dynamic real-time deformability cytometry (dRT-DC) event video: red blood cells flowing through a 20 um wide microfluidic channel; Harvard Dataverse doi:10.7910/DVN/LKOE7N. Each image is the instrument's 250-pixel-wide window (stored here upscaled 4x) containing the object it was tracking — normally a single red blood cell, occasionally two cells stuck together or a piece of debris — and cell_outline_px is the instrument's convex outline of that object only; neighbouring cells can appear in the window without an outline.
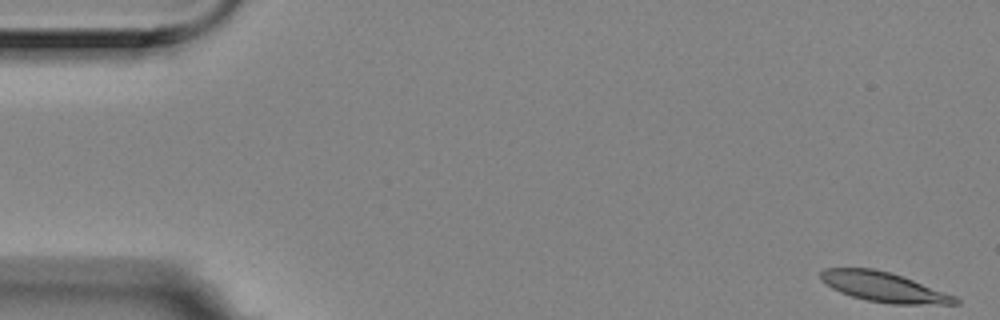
{"species": "Egyptian fruit bat (a non-hibernating species)", "species_latin": "Rousettus aegyptiacus", "temperature_condition": "room temperature", "stored_images_in_passage": 3, "camera_frame_rate_fps": 3000, "um_per_image_px": 0.085, "animal": {"sex": "female"}, "frame": {"image": 1, "passage_image": 1, "time_ms": 0.0, "image_size_px": [1000, 320], "cell_outline_px": [[960, 304], [888, 304], [868, 300], [852, 296], [840, 292], [832, 288], [820, 280], [820, 272], [824, 268], [872, 268], [888, 272], [912, 280], [956, 296], [960, 300]], "centroid_in_image_um": [75.1, 24.4], "position_along_channel_um": 9.9, "area_um2": 23.12}}
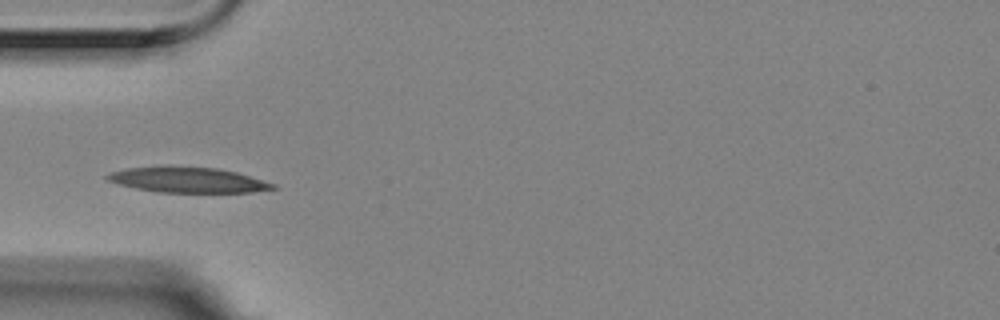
{"frame": {"image": 2, "passage_image": 3, "time_ms": 0.667, "image_size_px": [1000, 320], "cell_outline_px": [[276, 188], [252, 192], [156, 192], [136, 188], [104, 180], [104, 176], [108, 172], [128, 168], [160, 164], [216, 168], [236, 172], [276, 184]], "centroid_in_image_um": [15.86, 15.26], "position_along_channel_um": 69.1, "area_um2": 24.97}}